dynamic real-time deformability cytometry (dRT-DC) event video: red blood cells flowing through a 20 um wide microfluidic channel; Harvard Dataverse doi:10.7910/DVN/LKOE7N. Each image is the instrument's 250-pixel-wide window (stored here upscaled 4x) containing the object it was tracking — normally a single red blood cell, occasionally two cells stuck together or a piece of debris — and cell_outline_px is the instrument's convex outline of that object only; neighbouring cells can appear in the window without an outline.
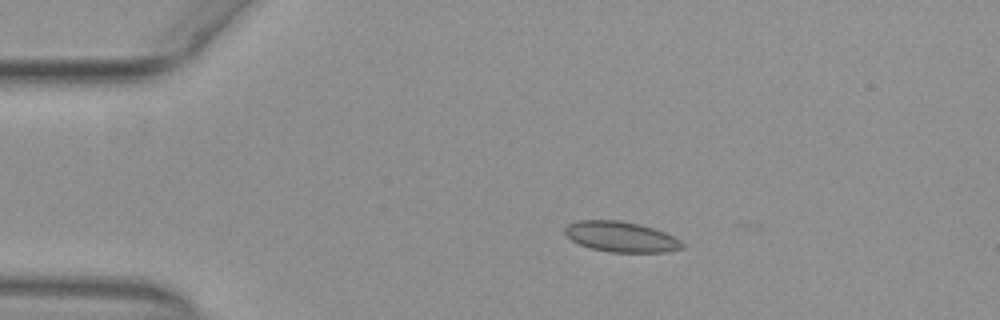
{"species": "common noctule bat (a hibernating species)", "species_latin": "Nyctalus noctula", "temperature_condition": "warm", "stored_images_in_passage": 2, "camera_frame_rate_fps": 3000, "um_per_image_px": 0.085, "animal": {"sex": "female", "body_mass_g": 29.2, "forearm_length_mm": 56.3}, "frame": {"image": 1, "passage_image": 1, "time_ms": 0.0, "image_size_px": [1000, 320], "cell_outline_px": [[684, 248], [664, 252], [608, 252], [592, 248], [580, 244], [564, 236], [564, 228], [568, 224], [580, 220], [620, 220], [640, 224], [664, 232], [680, 240], [684, 244]], "centroid_in_image_um": [52.76, 20.12], "position_along_channel_um": 32.2, "area_um2": 20.81}}